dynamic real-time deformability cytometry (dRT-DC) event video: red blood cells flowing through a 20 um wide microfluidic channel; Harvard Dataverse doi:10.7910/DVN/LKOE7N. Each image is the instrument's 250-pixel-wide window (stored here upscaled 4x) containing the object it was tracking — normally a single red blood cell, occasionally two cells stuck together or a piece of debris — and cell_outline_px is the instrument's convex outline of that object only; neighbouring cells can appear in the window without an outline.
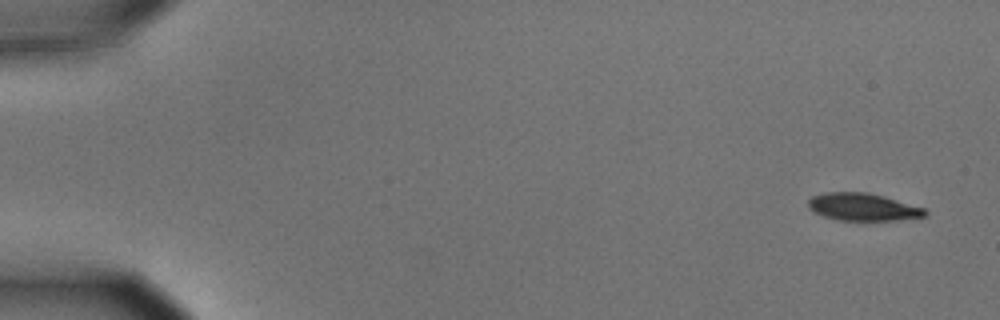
{"species": "common noctule bat (a hibernating species)", "species_latin": "Nyctalus noctula", "temperature_condition": "cold", "stored_images_in_passage": 5, "camera_frame_rate_fps": 3000, "um_per_image_px": 0.085, "animal": {"sex": "male", "body_mass_g": 15.6}, "frame": {"image": 1, "passage_image": 1, "time_ms": 0.0, "image_size_px": [1000, 320], "cell_outline_px": [[928, 212], [924, 216], [896, 220], [836, 220], [812, 212], [808, 208], [808, 200], [812, 196], [824, 192], [868, 192], [884, 196], [924, 208]], "centroid_in_image_um": [73.29, 17.58], "position_along_channel_um": 11.7, "area_um2": 18.73}}
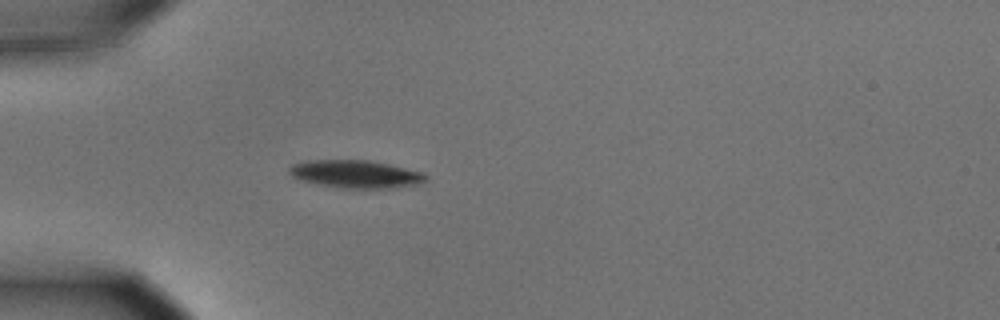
{"frame": {"image": 2, "passage_image": 5, "time_ms": 1.333, "image_size_px": [1000, 320], "cell_outline_px": [[428, 176], [424, 180], [416, 184], [392, 188], [344, 188], [320, 184], [300, 180], [292, 176], [288, 172], [288, 168], [292, 164], [304, 160], [368, 160], [388, 164], [424, 172]], "centroid_in_image_um": [30.2, 14.78], "position_along_channel_um": 54.8, "area_um2": 22.02}}